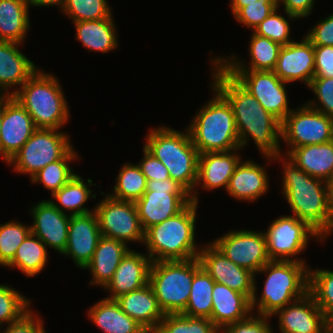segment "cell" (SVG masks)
I'll return each instance as SVG.
<instances>
[{
	"mask_svg": "<svg viewBox=\"0 0 333 333\" xmlns=\"http://www.w3.org/2000/svg\"><path fill=\"white\" fill-rule=\"evenodd\" d=\"M210 61L211 85L233 109L240 148L249 145L251 139L263 158L281 155V122L267 112L216 60Z\"/></svg>",
	"mask_w": 333,
	"mask_h": 333,
	"instance_id": "6da1fadb",
	"label": "cell"
},
{
	"mask_svg": "<svg viewBox=\"0 0 333 333\" xmlns=\"http://www.w3.org/2000/svg\"><path fill=\"white\" fill-rule=\"evenodd\" d=\"M272 160L283 166L281 190L292 215L306 221L326 241L333 233L326 181L308 175L284 154Z\"/></svg>",
	"mask_w": 333,
	"mask_h": 333,
	"instance_id": "7a4b0ae2",
	"label": "cell"
},
{
	"mask_svg": "<svg viewBox=\"0 0 333 333\" xmlns=\"http://www.w3.org/2000/svg\"><path fill=\"white\" fill-rule=\"evenodd\" d=\"M309 266L299 261L270 260L254 276L252 312L271 317L277 310L308 293ZM261 273L266 277L262 293L258 297L256 277Z\"/></svg>",
	"mask_w": 333,
	"mask_h": 333,
	"instance_id": "3957f363",
	"label": "cell"
},
{
	"mask_svg": "<svg viewBox=\"0 0 333 333\" xmlns=\"http://www.w3.org/2000/svg\"><path fill=\"white\" fill-rule=\"evenodd\" d=\"M198 203L191 201L177 215L144 231L146 254L154 261H184L197 258L201 244L196 243Z\"/></svg>",
	"mask_w": 333,
	"mask_h": 333,
	"instance_id": "277c9868",
	"label": "cell"
},
{
	"mask_svg": "<svg viewBox=\"0 0 333 333\" xmlns=\"http://www.w3.org/2000/svg\"><path fill=\"white\" fill-rule=\"evenodd\" d=\"M213 97L197 109L186 128L198 153L228 152L240 148L233 109L210 84Z\"/></svg>",
	"mask_w": 333,
	"mask_h": 333,
	"instance_id": "5b68a950",
	"label": "cell"
},
{
	"mask_svg": "<svg viewBox=\"0 0 333 333\" xmlns=\"http://www.w3.org/2000/svg\"><path fill=\"white\" fill-rule=\"evenodd\" d=\"M184 129L180 132L165 125L152 127L143 146L167 167L171 179L191 195L197 182L199 153L188 129Z\"/></svg>",
	"mask_w": 333,
	"mask_h": 333,
	"instance_id": "8992f818",
	"label": "cell"
},
{
	"mask_svg": "<svg viewBox=\"0 0 333 333\" xmlns=\"http://www.w3.org/2000/svg\"><path fill=\"white\" fill-rule=\"evenodd\" d=\"M12 97L26 109L36 128L60 130L71 117L59 79L43 69L39 68Z\"/></svg>",
	"mask_w": 333,
	"mask_h": 333,
	"instance_id": "52a82bcc",
	"label": "cell"
},
{
	"mask_svg": "<svg viewBox=\"0 0 333 333\" xmlns=\"http://www.w3.org/2000/svg\"><path fill=\"white\" fill-rule=\"evenodd\" d=\"M200 268L198 258L152 262L149 283L165 314H179L186 309L194 274Z\"/></svg>",
	"mask_w": 333,
	"mask_h": 333,
	"instance_id": "ba28073f",
	"label": "cell"
},
{
	"mask_svg": "<svg viewBox=\"0 0 333 333\" xmlns=\"http://www.w3.org/2000/svg\"><path fill=\"white\" fill-rule=\"evenodd\" d=\"M68 133L56 129L37 128L7 165L31 179L49 163L60 160L72 147Z\"/></svg>",
	"mask_w": 333,
	"mask_h": 333,
	"instance_id": "9c48e42d",
	"label": "cell"
},
{
	"mask_svg": "<svg viewBox=\"0 0 333 333\" xmlns=\"http://www.w3.org/2000/svg\"><path fill=\"white\" fill-rule=\"evenodd\" d=\"M264 233L270 260L299 261L307 264V261L298 255L305 252L309 240L314 238L318 243L325 242L306 221L291 214L274 219Z\"/></svg>",
	"mask_w": 333,
	"mask_h": 333,
	"instance_id": "30bf717a",
	"label": "cell"
},
{
	"mask_svg": "<svg viewBox=\"0 0 333 333\" xmlns=\"http://www.w3.org/2000/svg\"><path fill=\"white\" fill-rule=\"evenodd\" d=\"M191 202L190 194L171 178L147 181L144 195L135 201L141 226L145 231L177 215Z\"/></svg>",
	"mask_w": 333,
	"mask_h": 333,
	"instance_id": "8fae6325",
	"label": "cell"
},
{
	"mask_svg": "<svg viewBox=\"0 0 333 333\" xmlns=\"http://www.w3.org/2000/svg\"><path fill=\"white\" fill-rule=\"evenodd\" d=\"M333 140V119L308 106L306 103L293 109L281 122V144L292 149ZM286 153V154H285Z\"/></svg>",
	"mask_w": 333,
	"mask_h": 333,
	"instance_id": "7c38bea8",
	"label": "cell"
},
{
	"mask_svg": "<svg viewBox=\"0 0 333 333\" xmlns=\"http://www.w3.org/2000/svg\"><path fill=\"white\" fill-rule=\"evenodd\" d=\"M100 193L103 199L94 205V211L98 218L101 235L120 240L127 245L132 242L143 244L144 230L135 203L113 199L102 191Z\"/></svg>",
	"mask_w": 333,
	"mask_h": 333,
	"instance_id": "4fadbf2b",
	"label": "cell"
},
{
	"mask_svg": "<svg viewBox=\"0 0 333 333\" xmlns=\"http://www.w3.org/2000/svg\"><path fill=\"white\" fill-rule=\"evenodd\" d=\"M263 108L282 122L293 110L289 107L287 84L274 71L226 70Z\"/></svg>",
	"mask_w": 333,
	"mask_h": 333,
	"instance_id": "5bb4252c",
	"label": "cell"
},
{
	"mask_svg": "<svg viewBox=\"0 0 333 333\" xmlns=\"http://www.w3.org/2000/svg\"><path fill=\"white\" fill-rule=\"evenodd\" d=\"M211 241L228 259L254 274L270 261L263 231L233 229Z\"/></svg>",
	"mask_w": 333,
	"mask_h": 333,
	"instance_id": "9a60e30c",
	"label": "cell"
},
{
	"mask_svg": "<svg viewBox=\"0 0 333 333\" xmlns=\"http://www.w3.org/2000/svg\"><path fill=\"white\" fill-rule=\"evenodd\" d=\"M37 128L26 109L12 96H2L0 156L7 164Z\"/></svg>",
	"mask_w": 333,
	"mask_h": 333,
	"instance_id": "2e32d148",
	"label": "cell"
},
{
	"mask_svg": "<svg viewBox=\"0 0 333 333\" xmlns=\"http://www.w3.org/2000/svg\"><path fill=\"white\" fill-rule=\"evenodd\" d=\"M205 244H202L197 257L201 267L216 283L224 284L234 291L245 294L251 300L254 293L255 274L236 265L211 242Z\"/></svg>",
	"mask_w": 333,
	"mask_h": 333,
	"instance_id": "e0dca14e",
	"label": "cell"
},
{
	"mask_svg": "<svg viewBox=\"0 0 333 333\" xmlns=\"http://www.w3.org/2000/svg\"><path fill=\"white\" fill-rule=\"evenodd\" d=\"M274 316L278 318L279 333H333L310 292L277 310L271 317Z\"/></svg>",
	"mask_w": 333,
	"mask_h": 333,
	"instance_id": "ac0fdd59",
	"label": "cell"
},
{
	"mask_svg": "<svg viewBox=\"0 0 333 333\" xmlns=\"http://www.w3.org/2000/svg\"><path fill=\"white\" fill-rule=\"evenodd\" d=\"M241 148L228 152H206L199 154L197 182L194 192L190 195L193 202L198 203V189L215 191L223 188L226 191L230 178L233 175L237 165L242 160L239 155ZM200 186V187H198Z\"/></svg>",
	"mask_w": 333,
	"mask_h": 333,
	"instance_id": "d6986e66",
	"label": "cell"
},
{
	"mask_svg": "<svg viewBox=\"0 0 333 333\" xmlns=\"http://www.w3.org/2000/svg\"><path fill=\"white\" fill-rule=\"evenodd\" d=\"M102 237L95 211L70 216L68 240L62 255L71 258L79 269H84L92 260Z\"/></svg>",
	"mask_w": 333,
	"mask_h": 333,
	"instance_id": "ffe728a7",
	"label": "cell"
},
{
	"mask_svg": "<svg viewBox=\"0 0 333 333\" xmlns=\"http://www.w3.org/2000/svg\"><path fill=\"white\" fill-rule=\"evenodd\" d=\"M33 223L31 233L40 238L47 248L63 254L68 240L70 216L61 212L50 200H42L29 208Z\"/></svg>",
	"mask_w": 333,
	"mask_h": 333,
	"instance_id": "44dd1931",
	"label": "cell"
},
{
	"mask_svg": "<svg viewBox=\"0 0 333 333\" xmlns=\"http://www.w3.org/2000/svg\"><path fill=\"white\" fill-rule=\"evenodd\" d=\"M299 41L281 47L274 72L288 84L298 81L308 87L315 73L314 46L305 36Z\"/></svg>",
	"mask_w": 333,
	"mask_h": 333,
	"instance_id": "7402d4cb",
	"label": "cell"
},
{
	"mask_svg": "<svg viewBox=\"0 0 333 333\" xmlns=\"http://www.w3.org/2000/svg\"><path fill=\"white\" fill-rule=\"evenodd\" d=\"M264 167L254 160H241L230 178L226 193L237 201L255 202L270 190L269 176L266 170L272 157H264Z\"/></svg>",
	"mask_w": 333,
	"mask_h": 333,
	"instance_id": "603a6c76",
	"label": "cell"
},
{
	"mask_svg": "<svg viewBox=\"0 0 333 333\" xmlns=\"http://www.w3.org/2000/svg\"><path fill=\"white\" fill-rule=\"evenodd\" d=\"M22 45L0 41V96H13L39 69L19 50Z\"/></svg>",
	"mask_w": 333,
	"mask_h": 333,
	"instance_id": "cb8c5ba5",
	"label": "cell"
},
{
	"mask_svg": "<svg viewBox=\"0 0 333 333\" xmlns=\"http://www.w3.org/2000/svg\"><path fill=\"white\" fill-rule=\"evenodd\" d=\"M151 264L152 260L147 254L130 249L104 288L110 294L106 298L116 299L148 284Z\"/></svg>",
	"mask_w": 333,
	"mask_h": 333,
	"instance_id": "d4e9b609",
	"label": "cell"
},
{
	"mask_svg": "<svg viewBox=\"0 0 333 333\" xmlns=\"http://www.w3.org/2000/svg\"><path fill=\"white\" fill-rule=\"evenodd\" d=\"M251 33L248 45L249 63L235 54L212 56L210 59L216 60L225 70L274 71L282 45L253 31Z\"/></svg>",
	"mask_w": 333,
	"mask_h": 333,
	"instance_id": "484cf974",
	"label": "cell"
},
{
	"mask_svg": "<svg viewBox=\"0 0 333 333\" xmlns=\"http://www.w3.org/2000/svg\"><path fill=\"white\" fill-rule=\"evenodd\" d=\"M121 310L148 332H154L165 313L160 308L150 283L115 299Z\"/></svg>",
	"mask_w": 333,
	"mask_h": 333,
	"instance_id": "4316f807",
	"label": "cell"
},
{
	"mask_svg": "<svg viewBox=\"0 0 333 333\" xmlns=\"http://www.w3.org/2000/svg\"><path fill=\"white\" fill-rule=\"evenodd\" d=\"M211 321L221 330L225 326L246 319L252 312L251 300L224 284H214L212 290Z\"/></svg>",
	"mask_w": 333,
	"mask_h": 333,
	"instance_id": "83f0119b",
	"label": "cell"
},
{
	"mask_svg": "<svg viewBox=\"0 0 333 333\" xmlns=\"http://www.w3.org/2000/svg\"><path fill=\"white\" fill-rule=\"evenodd\" d=\"M126 243L107 237H101L90 263L83 269L91 272L90 285L105 288L113 278L122 258L130 250Z\"/></svg>",
	"mask_w": 333,
	"mask_h": 333,
	"instance_id": "f1b7e54d",
	"label": "cell"
},
{
	"mask_svg": "<svg viewBox=\"0 0 333 333\" xmlns=\"http://www.w3.org/2000/svg\"><path fill=\"white\" fill-rule=\"evenodd\" d=\"M88 319L103 333H148L137 321L123 312L115 299L103 298L87 311Z\"/></svg>",
	"mask_w": 333,
	"mask_h": 333,
	"instance_id": "f546056e",
	"label": "cell"
},
{
	"mask_svg": "<svg viewBox=\"0 0 333 333\" xmlns=\"http://www.w3.org/2000/svg\"><path fill=\"white\" fill-rule=\"evenodd\" d=\"M76 29L75 38L82 43L88 52L107 53L119 47L117 25L114 17L78 21L72 23Z\"/></svg>",
	"mask_w": 333,
	"mask_h": 333,
	"instance_id": "4dcf8cb0",
	"label": "cell"
},
{
	"mask_svg": "<svg viewBox=\"0 0 333 333\" xmlns=\"http://www.w3.org/2000/svg\"><path fill=\"white\" fill-rule=\"evenodd\" d=\"M286 156L312 177L326 181L333 174V140L294 148Z\"/></svg>",
	"mask_w": 333,
	"mask_h": 333,
	"instance_id": "1f68e13d",
	"label": "cell"
},
{
	"mask_svg": "<svg viewBox=\"0 0 333 333\" xmlns=\"http://www.w3.org/2000/svg\"><path fill=\"white\" fill-rule=\"evenodd\" d=\"M95 185L96 183L94 184L92 179L88 178L85 180V178L83 179L82 176L76 173L49 200L61 212L69 216L87 214L95 210V208L90 210L84 205L89 199L96 198L97 193H93L90 188Z\"/></svg>",
	"mask_w": 333,
	"mask_h": 333,
	"instance_id": "d6a6232c",
	"label": "cell"
},
{
	"mask_svg": "<svg viewBox=\"0 0 333 333\" xmlns=\"http://www.w3.org/2000/svg\"><path fill=\"white\" fill-rule=\"evenodd\" d=\"M27 0H0V41L24 44L30 30Z\"/></svg>",
	"mask_w": 333,
	"mask_h": 333,
	"instance_id": "836d02e7",
	"label": "cell"
},
{
	"mask_svg": "<svg viewBox=\"0 0 333 333\" xmlns=\"http://www.w3.org/2000/svg\"><path fill=\"white\" fill-rule=\"evenodd\" d=\"M48 254L45 243L30 233L19 245L13 260L5 268H16L27 278L38 276L47 264Z\"/></svg>",
	"mask_w": 333,
	"mask_h": 333,
	"instance_id": "e575fe53",
	"label": "cell"
},
{
	"mask_svg": "<svg viewBox=\"0 0 333 333\" xmlns=\"http://www.w3.org/2000/svg\"><path fill=\"white\" fill-rule=\"evenodd\" d=\"M74 146L60 159L49 163L39 170L31 179V183L42 184L53 196L62 188L75 174L70 164L80 158Z\"/></svg>",
	"mask_w": 333,
	"mask_h": 333,
	"instance_id": "d590c367",
	"label": "cell"
},
{
	"mask_svg": "<svg viewBox=\"0 0 333 333\" xmlns=\"http://www.w3.org/2000/svg\"><path fill=\"white\" fill-rule=\"evenodd\" d=\"M215 281L201 267L191 283L190 297L186 309L181 313L190 317L207 318L211 320L212 290Z\"/></svg>",
	"mask_w": 333,
	"mask_h": 333,
	"instance_id": "8d00e7d4",
	"label": "cell"
},
{
	"mask_svg": "<svg viewBox=\"0 0 333 333\" xmlns=\"http://www.w3.org/2000/svg\"><path fill=\"white\" fill-rule=\"evenodd\" d=\"M115 181V185L113 189H111L113 192L107 194L116 200L135 202L140 199L146 191L147 179L141 172L138 164L124 163Z\"/></svg>",
	"mask_w": 333,
	"mask_h": 333,
	"instance_id": "74e56055",
	"label": "cell"
},
{
	"mask_svg": "<svg viewBox=\"0 0 333 333\" xmlns=\"http://www.w3.org/2000/svg\"><path fill=\"white\" fill-rule=\"evenodd\" d=\"M309 292L333 327V270L309 266Z\"/></svg>",
	"mask_w": 333,
	"mask_h": 333,
	"instance_id": "f35d334b",
	"label": "cell"
},
{
	"mask_svg": "<svg viewBox=\"0 0 333 333\" xmlns=\"http://www.w3.org/2000/svg\"><path fill=\"white\" fill-rule=\"evenodd\" d=\"M154 333H220L207 318L179 314H165Z\"/></svg>",
	"mask_w": 333,
	"mask_h": 333,
	"instance_id": "ab89813d",
	"label": "cell"
},
{
	"mask_svg": "<svg viewBox=\"0 0 333 333\" xmlns=\"http://www.w3.org/2000/svg\"><path fill=\"white\" fill-rule=\"evenodd\" d=\"M31 300L7 283L0 284V326L20 320L31 310Z\"/></svg>",
	"mask_w": 333,
	"mask_h": 333,
	"instance_id": "60d3db41",
	"label": "cell"
},
{
	"mask_svg": "<svg viewBox=\"0 0 333 333\" xmlns=\"http://www.w3.org/2000/svg\"><path fill=\"white\" fill-rule=\"evenodd\" d=\"M112 11L108 0H66L61 12L73 23L110 18Z\"/></svg>",
	"mask_w": 333,
	"mask_h": 333,
	"instance_id": "b9f144b4",
	"label": "cell"
},
{
	"mask_svg": "<svg viewBox=\"0 0 333 333\" xmlns=\"http://www.w3.org/2000/svg\"><path fill=\"white\" fill-rule=\"evenodd\" d=\"M30 233V225L18 220L0 224V267H6L13 260L19 245Z\"/></svg>",
	"mask_w": 333,
	"mask_h": 333,
	"instance_id": "7bdbcfd3",
	"label": "cell"
},
{
	"mask_svg": "<svg viewBox=\"0 0 333 333\" xmlns=\"http://www.w3.org/2000/svg\"><path fill=\"white\" fill-rule=\"evenodd\" d=\"M280 9V7H277L253 32L259 36L269 38L283 46L294 41L291 38V25L289 21L298 19L285 12L283 15L286 14L285 16H287V19L279 13Z\"/></svg>",
	"mask_w": 333,
	"mask_h": 333,
	"instance_id": "ee69618b",
	"label": "cell"
},
{
	"mask_svg": "<svg viewBox=\"0 0 333 333\" xmlns=\"http://www.w3.org/2000/svg\"><path fill=\"white\" fill-rule=\"evenodd\" d=\"M277 7V0H258L241 8L234 18L241 25L254 31Z\"/></svg>",
	"mask_w": 333,
	"mask_h": 333,
	"instance_id": "f6af8a7d",
	"label": "cell"
},
{
	"mask_svg": "<svg viewBox=\"0 0 333 333\" xmlns=\"http://www.w3.org/2000/svg\"><path fill=\"white\" fill-rule=\"evenodd\" d=\"M308 89L316 98L306 101V104L333 119V77L313 78Z\"/></svg>",
	"mask_w": 333,
	"mask_h": 333,
	"instance_id": "bcb514c9",
	"label": "cell"
},
{
	"mask_svg": "<svg viewBox=\"0 0 333 333\" xmlns=\"http://www.w3.org/2000/svg\"><path fill=\"white\" fill-rule=\"evenodd\" d=\"M271 317L251 313L246 319L229 324L220 333H273Z\"/></svg>",
	"mask_w": 333,
	"mask_h": 333,
	"instance_id": "7dc6e473",
	"label": "cell"
},
{
	"mask_svg": "<svg viewBox=\"0 0 333 333\" xmlns=\"http://www.w3.org/2000/svg\"><path fill=\"white\" fill-rule=\"evenodd\" d=\"M305 37L313 46H333V13L316 22Z\"/></svg>",
	"mask_w": 333,
	"mask_h": 333,
	"instance_id": "c3c4849f",
	"label": "cell"
},
{
	"mask_svg": "<svg viewBox=\"0 0 333 333\" xmlns=\"http://www.w3.org/2000/svg\"><path fill=\"white\" fill-rule=\"evenodd\" d=\"M31 308L20 320L5 326L0 333H47L43 318Z\"/></svg>",
	"mask_w": 333,
	"mask_h": 333,
	"instance_id": "681fc988",
	"label": "cell"
},
{
	"mask_svg": "<svg viewBox=\"0 0 333 333\" xmlns=\"http://www.w3.org/2000/svg\"><path fill=\"white\" fill-rule=\"evenodd\" d=\"M142 149L144 156L137 164L147 181L156 179L160 181L171 178L167 167L159 159L152 155L144 146Z\"/></svg>",
	"mask_w": 333,
	"mask_h": 333,
	"instance_id": "f907efd6",
	"label": "cell"
},
{
	"mask_svg": "<svg viewBox=\"0 0 333 333\" xmlns=\"http://www.w3.org/2000/svg\"><path fill=\"white\" fill-rule=\"evenodd\" d=\"M315 73L313 78L333 77V46H314Z\"/></svg>",
	"mask_w": 333,
	"mask_h": 333,
	"instance_id": "816d5d0a",
	"label": "cell"
},
{
	"mask_svg": "<svg viewBox=\"0 0 333 333\" xmlns=\"http://www.w3.org/2000/svg\"><path fill=\"white\" fill-rule=\"evenodd\" d=\"M316 0H277L278 7L283 8V12L295 16L297 19L307 18L312 15Z\"/></svg>",
	"mask_w": 333,
	"mask_h": 333,
	"instance_id": "f5cc1de1",
	"label": "cell"
},
{
	"mask_svg": "<svg viewBox=\"0 0 333 333\" xmlns=\"http://www.w3.org/2000/svg\"><path fill=\"white\" fill-rule=\"evenodd\" d=\"M30 7H52L58 6L59 11H62L66 0H27Z\"/></svg>",
	"mask_w": 333,
	"mask_h": 333,
	"instance_id": "db71d44e",
	"label": "cell"
},
{
	"mask_svg": "<svg viewBox=\"0 0 333 333\" xmlns=\"http://www.w3.org/2000/svg\"><path fill=\"white\" fill-rule=\"evenodd\" d=\"M258 0H230V10L233 16L243 7L250 5Z\"/></svg>",
	"mask_w": 333,
	"mask_h": 333,
	"instance_id": "11a10c76",
	"label": "cell"
},
{
	"mask_svg": "<svg viewBox=\"0 0 333 333\" xmlns=\"http://www.w3.org/2000/svg\"><path fill=\"white\" fill-rule=\"evenodd\" d=\"M329 204L333 218V174L326 180Z\"/></svg>",
	"mask_w": 333,
	"mask_h": 333,
	"instance_id": "9f6ffc18",
	"label": "cell"
},
{
	"mask_svg": "<svg viewBox=\"0 0 333 333\" xmlns=\"http://www.w3.org/2000/svg\"><path fill=\"white\" fill-rule=\"evenodd\" d=\"M1 119H2V96H0V128H1Z\"/></svg>",
	"mask_w": 333,
	"mask_h": 333,
	"instance_id": "6f0895ef",
	"label": "cell"
}]
</instances>
